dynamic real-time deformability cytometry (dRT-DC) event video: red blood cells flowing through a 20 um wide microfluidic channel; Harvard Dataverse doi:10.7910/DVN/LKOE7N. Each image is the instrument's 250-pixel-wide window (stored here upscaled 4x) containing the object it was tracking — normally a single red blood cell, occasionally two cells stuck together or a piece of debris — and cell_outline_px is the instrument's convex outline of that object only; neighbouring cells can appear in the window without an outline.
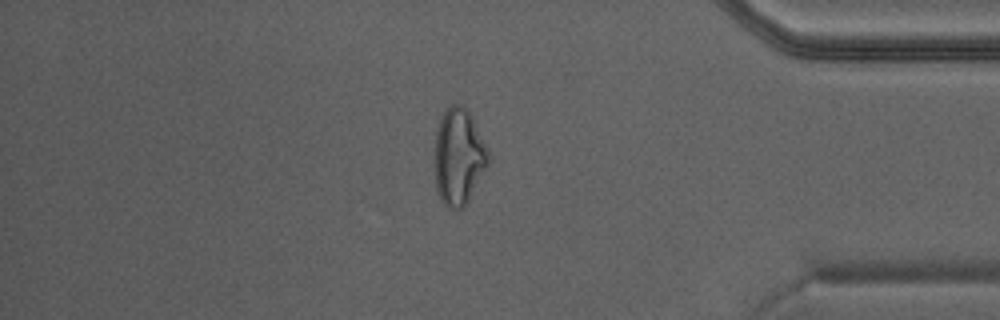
{"species": "Egyptian fruit bat (a non-hibernating species)", "species_latin": "Rousettus aegyptiacus", "temperature_condition": "warm", "stored_images_in_passage": 30, "camera_frame_rate_fps": 3000, "um_per_image_px": 0.085, "animal": {"sex": "male"}, "frame": {"image": 1, "passage_image": 26, "time_ms": 8.333, "image_size_px": [1000, 320], "cell_outline_px": [[492, 160], [468, 200], [456, 212], [448, 208], [440, 200], [436, 192], [436, 132], [440, 116], [452, 104], [464, 104], [472, 116], [492, 156]], "centroid_in_image_um": [39.03, 13.32], "position_along_channel_um": 396.2, "area_um2": 30.52}}